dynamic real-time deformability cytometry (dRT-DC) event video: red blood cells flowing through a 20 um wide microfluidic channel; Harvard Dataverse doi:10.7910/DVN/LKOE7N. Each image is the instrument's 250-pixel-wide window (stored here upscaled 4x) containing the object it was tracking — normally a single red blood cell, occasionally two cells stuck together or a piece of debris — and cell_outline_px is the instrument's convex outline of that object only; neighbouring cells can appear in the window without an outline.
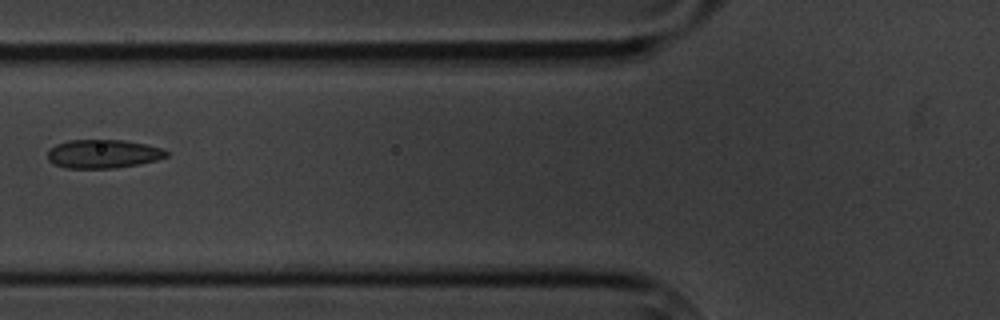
{"species": "common noctule bat (a hibernating species)", "species_latin": "Nyctalus noctula", "temperature_condition": "cold", "stored_images_in_passage": 9, "camera_frame_rate_fps": 3000, "um_per_image_px": 0.085, "animal": {"sex": "male", "body_mass_g": 20.1, "forearm_length_mm": 53.5}, "frame": {"image": 1, "passage_image": 7, "time_ms": 7.0, "image_size_px": [1000, 320], "cell_outline_px": [[168, 156], [156, 160], [116, 168], [64, 168], [52, 164], [48, 160], [48, 148], [56, 144], [68, 140], [124, 140], [144, 144], [160, 148], [168, 152]], "centroid_in_image_um": [8.7, 13.08], "position_along_channel_um": 117.1, "area_um2": 19.83}}
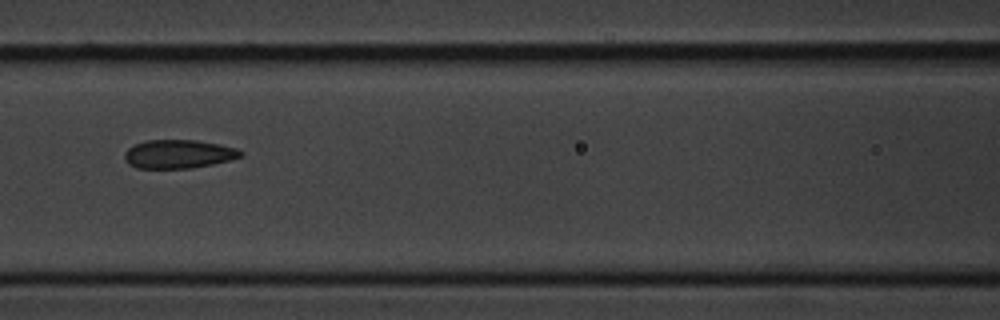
{"frame": {"image": 2, "passage_image": 8, "time_ms": 8.0, "image_size_px": [1000, 320], "cell_outline_px": [[244, 156], [212, 164], [192, 168], [136, 168], [128, 164], [124, 160], [124, 152], [128, 148], [136, 144], [148, 140], [196, 140], [220, 144], [236, 148], [244, 152]], "centroid_in_image_um": [15.17, 13.09], "position_along_channel_um": 151.4, "area_um2": 19.42}}
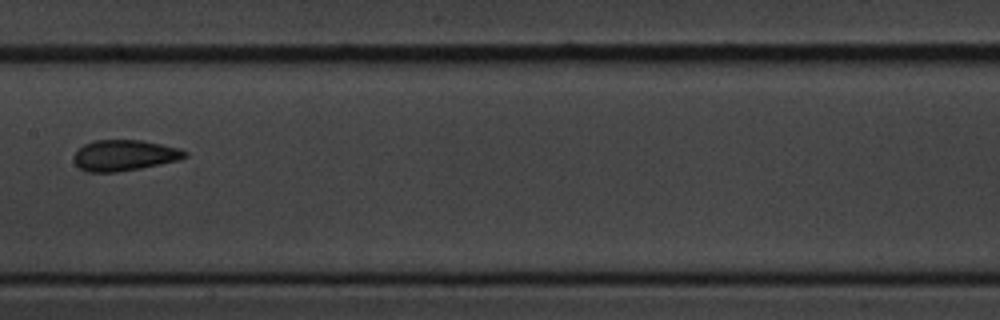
{"frame": {"image": 3, "passage_image": 9, "time_ms": 9.333, "image_size_px": [1000, 320], "cell_outline_px": [[188, 156], [180, 160], [140, 168], [116, 172], [88, 172], [80, 168], [72, 160], [72, 156], [84, 144], [96, 140], [140, 140], [180, 148], [188, 152]], "centroid_in_image_um": [10.58, 13.2], "position_along_channel_um": 196.8, "area_um2": 20.0}}